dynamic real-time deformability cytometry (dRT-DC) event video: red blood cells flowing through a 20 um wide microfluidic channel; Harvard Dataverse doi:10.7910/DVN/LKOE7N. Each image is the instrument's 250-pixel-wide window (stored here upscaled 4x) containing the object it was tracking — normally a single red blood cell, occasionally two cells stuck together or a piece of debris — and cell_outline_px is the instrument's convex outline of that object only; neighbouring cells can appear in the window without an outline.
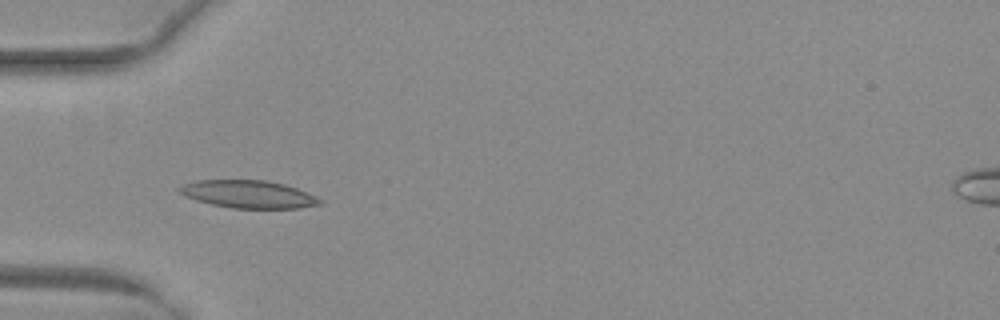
{"species": "common noctule bat (a hibernating species)", "species_latin": "Nyctalus noctula", "temperature_condition": "warm", "stored_images_in_passage": 38, "camera_frame_rate_fps": 3000, "um_per_image_px": 0.085, "animal": {"sex": "female", "body_mass_g": 29.2, "forearm_length_mm": 56.3}, "frame": {"image": 1, "passage_image": 3, "time_ms": 0.667, "image_size_px": [1000, 320], "cell_outline_px": [[324, 200], [320, 204], [300, 208], [232, 208], [212, 204], [196, 200], [184, 196], [176, 192], [176, 188], [184, 184], [196, 180], [264, 180], [284, 184], [296, 188], [316, 196]], "centroid_in_image_um": [21.08, 16.5], "position_along_channel_um": 63.9, "area_um2": 22.72}}
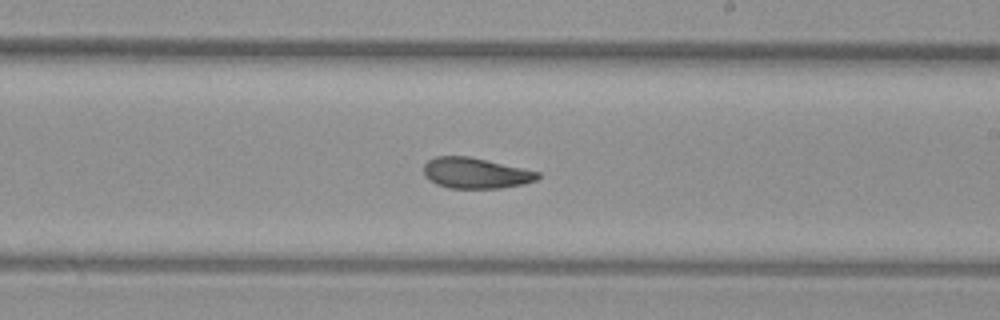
{"frame": {"image": 2, "passage_image": 17, "time_ms": 5.333, "image_size_px": [1000, 320], "cell_outline_px": [[540, 176], [536, 180], [524, 184], [500, 188], [448, 188], [436, 184], [428, 180], [424, 176], [424, 164], [428, 160], [436, 156], [468, 156], [540, 172]], "centroid_in_image_um": [40.39, 14.72], "position_along_channel_um": 248.6, "area_um2": 20.4}}
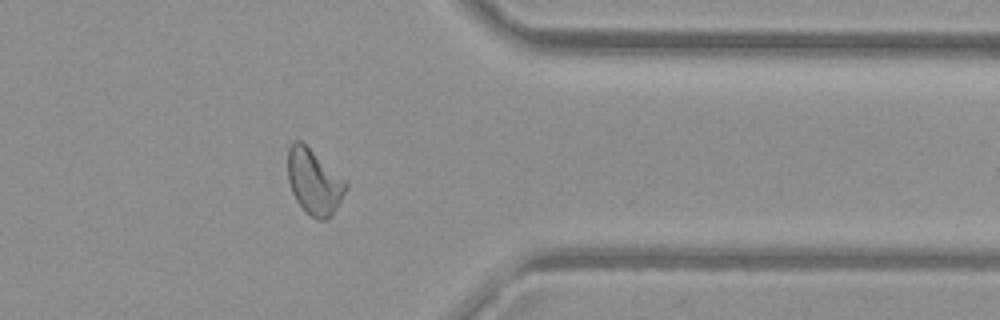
{"frame": {"image": 3, "passage_image": 28, "time_ms": 9.0, "image_size_px": [1000, 320], "cell_outline_px": [[348, 188], [332, 216], [324, 220], [320, 220], [304, 212], [296, 200], [292, 192], [288, 180], [288, 148], [292, 140], [300, 140], [344, 180], [348, 184]], "centroid_in_image_um": [26.68, 15.48], "position_along_channel_um": 384.7, "area_um2": 21.85}, "authors_computed_cell_mechanics": {"area_um2": 21.4727, "velocity_mm_per_s": 4.0094, "shape_relaxation_time_tau1_ms": null, "shape_relaxation_time_tau2_ms": 3.0054, "deformation_change_tau1": null, "deformation_change_tau2": 0.0991}}